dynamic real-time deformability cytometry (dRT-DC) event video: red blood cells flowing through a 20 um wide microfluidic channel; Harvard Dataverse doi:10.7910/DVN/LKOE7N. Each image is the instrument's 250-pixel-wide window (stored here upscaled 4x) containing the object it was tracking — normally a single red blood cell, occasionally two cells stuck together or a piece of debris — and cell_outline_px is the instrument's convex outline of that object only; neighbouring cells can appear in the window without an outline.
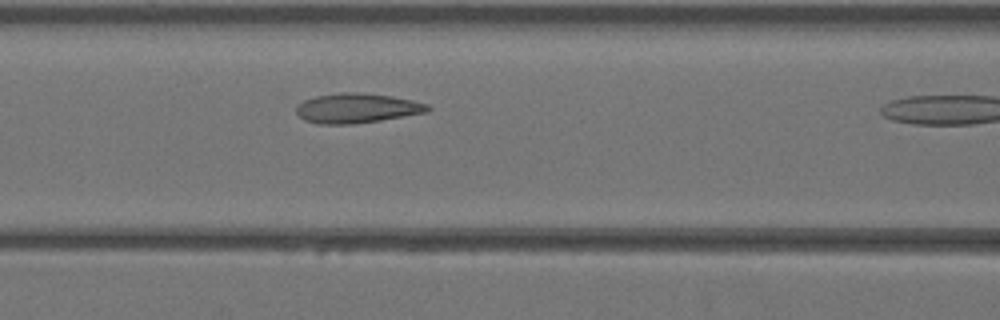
{"species": "Egyptian fruit bat (a non-hibernating species)", "species_latin": "Rousettus aegyptiacus", "temperature_condition": "warm", "stored_images_in_passage": 10, "camera_frame_rate_fps": 3000, "um_per_image_px": 0.085, "animal": {"sex": "female"}, "frame": {"image": 1, "passage_image": 9, "time_ms": 2.667, "image_size_px": [1000, 320], "cell_outline_px": [[432, 108], [428, 112], [380, 120], [352, 124], [316, 124], [304, 120], [296, 112], [296, 108], [304, 100], [316, 96], [340, 92], [356, 92], [392, 96], [412, 100], [428, 104]], "centroid_in_image_um": [30.34, 9.19], "position_along_channel_um": 136.3, "area_um2": 22.72}}